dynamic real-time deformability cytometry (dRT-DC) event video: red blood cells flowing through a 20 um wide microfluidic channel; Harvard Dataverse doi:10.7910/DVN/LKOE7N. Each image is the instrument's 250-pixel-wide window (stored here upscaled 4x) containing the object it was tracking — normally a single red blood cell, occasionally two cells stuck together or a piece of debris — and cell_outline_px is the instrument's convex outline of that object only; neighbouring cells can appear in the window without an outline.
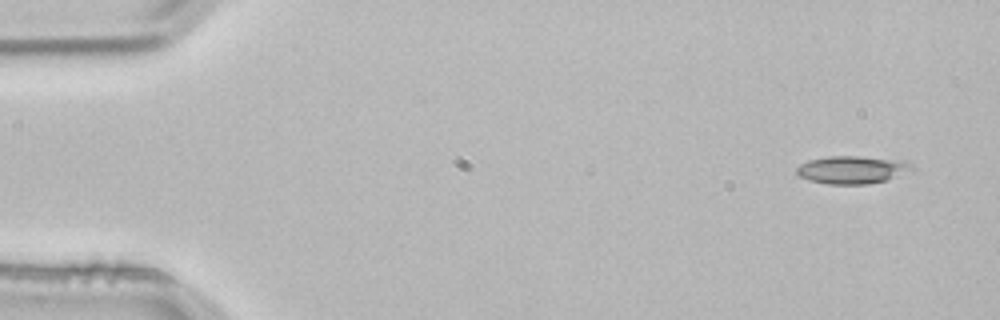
{"species": "common noctule bat (a hibernating species)", "species_latin": "Nyctalus noctula", "temperature_condition": "room temperature", "stored_images_in_passage": 3, "camera_frame_rate_fps": 3000, "um_per_image_px": 0.085, "animal": {"sex": "male", "body_mass_g": 21.5, "forearm_length_mm": 52.0}, "frame": {"image": 1, "passage_image": 1, "time_ms": 0.0, "image_size_px": [1000, 320], "cell_outline_px": [[916, 168], [884, 180], [868, 184], [828, 184], [808, 180], [800, 176], [796, 172], [796, 168], [800, 164], [808, 160], [828, 156], [860, 156], [888, 160], [912, 164]], "centroid_in_image_um": [72.32, 14.43], "position_along_channel_um": 12.7, "area_um2": 18.15}}
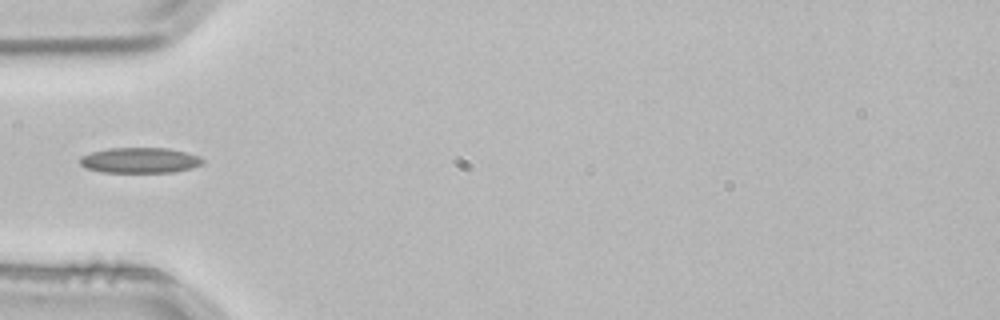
{"frame": {"image": 2, "passage_image": 3, "time_ms": 0.667, "image_size_px": [1000, 320], "cell_outline_px": [[204, 164], [192, 168], [172, 172], [100, 172], [84, 168], [80, 164], [80, 156], [92, 152], [108, 148], [168, 148], [200, 156], [204, 160]], "centroid_in_image_um": [11.88, 13.63], "position_along_channel_um": 73.1, "area_um2": 18.32}}